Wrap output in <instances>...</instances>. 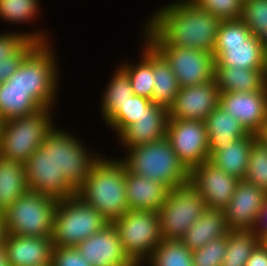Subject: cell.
<instances>
[{
	"label": "cell",
	"instance_id": "obj_1",
	"mask_svg": "<svg viewBox=\"0 0 267 266\" xmlns=\"http://www.w3.org/2000/svg\"><path fill=\"white\" fill-rule=\"evenodd\" d=\"M72 134L55 125L28 158L25 167L29 190L57 201L77 194L102 154H93Z\"/></svg>",
	"mask_w": 267,
	"mask_h": 266
},
{
	"label": "cell",
	"instance_id": "obj_2",
	"mask_svg": "<svg viewBox=\"0 0 267 266\" xmlns=\"http://www.w3.org/2000/svg\"><path fill=\"white\" fill-rule=\"evenodd\" d=\"M143 27L152 46H175L213 53L221 19L198 8L190 0L172 1L160 7Z\"/></svg>",
	"mask_w": 267,
	"mask_h": 266
},
{
	"label": "cell",
	"instance_id": "obj_3",
	"mask_svg": "<svg viewBox=\"0 0 267 266\" xmlns=\"http://www.w3.org/2000/svg\"><path fill=\"white\" fill-rule=\"evenodd\" d=\"M77 195L112 223L129 210L125 164L119 157H100L92 166L85 183L77 190Z\"/></svg>",
	"mask_w": 267,
	"mask_h": 266
},
{
	"label": "cell",
	"instance_id": "obj_4",
	"mask_svg": "<svg viewBox=\"0 0 267 266\" xmlns=\"http://www.w3.org/2000/svg\"><path fill=\"white\" fill-rule=\"evenodd\" d=\"M51 45V42L39 43L5 82L11 88L29 92L42 108L53 109L58 101L55 99L58 98L60 72L57 64L59 61Z\"/></svg>",
	"mask_w": 267,
	"mask_h": 266
},
{
	"label": "cell",
	"instance_id": "obj_5",
	"mask_svg": "<svg viewBox=\"0 0 267 266\" xmlns=\"http://www.w3.org/2000/svg\"><path fill=\"white\" fill-rule=\"evenodd\" d=\"M125 156L119 158L126 169L145 179L163 183L169 189L189 183L190 171L175 154L169 140L150 142L127 148Z\"/></svg>",
	"mask_w": 267,
	"mask_h": 266
},
{
	"label": "cell",
	"instance_id": "obj_6",
	"mask_svg": "<svg viewBox=\"0 0 267 266\" xmlns=\"http://www.w3.org/2000/svg\"><path fill=\"white\" fill-rule=\"evenodd\" d=\"M214 66L267 70V50L241 20H222L213 50Z\"/></svg>",
	"mask_w": 267,
	"mask_h": 266
},
{
	"label": "cell",
	"instance_id": "obj_7",
	"mask_svg": "<svg viewBox=\"0 0 267 266\" xmlns=\"http://www.w3.org/2000/svg\"><path fill=\"white\" fill-rule=\"evenodd\" d=\"M110 222L79 195L57 202L51 240L53 247H76Z\"/></svg>",
	"mask_w": 267,
	"mask_h": 266
},
{
	"label": "cell",
	"instance_id": "obj_8",
	"mask_svg": "<svg viewBox=\"0 0 267 266\" xmlns=\"http://www.w3.org/2000/svg\"><path fill=\"white\" fill-rule=\"evenodd\" d=\"M52 111L50 108H42L34 114L4 121L0 156L25 164L56 125L53 123Z\"/></svg>",
	"mask_w": 267,
	"mask_h": 266
},
{
	"label": "cell",
	"instance_id": "obj_9",
	"mask_svg": "<svg viewBox=\"0 0 267 266\" xmlns=\"http://www.w3.org/2000/svg\"><path fill=\"white\" fill-rule=\"evenodd\" d=\"M57 202L28 190L2 212L6 234L51 237Z\"/></svg>",
	"mask_w": 267,
	"mask_h": 266
},
{
	"label": "cell",
	"instance_id": "obj_10",
	"mask_svg": "<svg viewBox=\"0 0 267 266\" xmlns=\"http://www.w3.org/2000/svg\"><path fill=\"white\" fill-rule=\"evenodd\" d=\"M112 224L125 253L134 263L144 264L163 239L158 212L128 210Z\"/></svg>",
	"mask_w": 267,
	"mask_h": 266
},
{
	"label": "cell",
	"instance_id": "obj_11",
	"mask_svg": "<svg viewBox=\"0 0 267 266\" xmlns=\"http://www.w3.org/2000/svg\"><path fill=\"white\" fill-rule=\"evenodd\" d=\"M206 208L201 194L190 183L169 189L158 210L162 238L181 240Z\"/></svg>",
	"mask_w": 267,
	"mask_h": 266
},
{
	"label": "cell",
	"instance_id": "obj_12",
	"mask_svg": "<svg viewBox=\"0 0 267 266\" xmlns=\"http://www.w3.org/2000/svg\"><path fill=\"white\" fill-rule=\"evenodd\" d=\"M166 138L189 171L210 159L208 134L203 121L169 119Z\"/></svg>",
	"mask_w": 267,
	"mask_h": 266
},
{
	"label": "cell",
	"instance_id": "obj_13",
	"mask_svg": "<svg viewBox=\"0 0 267 266\" xmlns=\"http://www.w3.org/2000/svg\"><path fill=\"white\" fill-rule=\"evenodd\" d=\"M153 47L169 63L180 87L200 85L214 79L213 53L175 46Z\"/></svg>",
	"mask_w": 267,
	"mask_h": 266
},
{
	"label": "cell",
	"instance_id": "obj_14",
	"mask_svg": "<svg viewBox=\"0 0 267 266\" xmlns=\"http://www.w3.org/2000/svg\"><path fill=\"white\" fill-rule=\"evenodd\" d=\"M239 180L209 160L190 170L189 183L200 194L207 208L224 210L232 199Z\"/></svg>",
	"mask_w": 267,
	"mask_h": 266
},
{
	"label": "cell",
	"instance_id": "obj_15",
	"mask_svg": "<svg viewBox=\"0 0 267 266\" xmlns=\"http://www.w3.org/2000/svg\"><path fill=\"white\" fill-rule=\"evenodd\" d=\"M219 107L238 120L248 133L258 135L267 113V83L258 91L220 92Z\"/></svg>",
	"mask_w": 267,
	"mask_h": 266
},
{
	"label": "cell",
	"instance_id": "obj_16",
	"mask_svg": "<svg viewBox=\"0 0 267 266\" xmlns=\"http://www.w3.org/2000/svg\"><path fill=\"white\" fill-rule=\"evenodd\" d=\"M220 91L215 79L200 85L180 87L174 103L168 109L169 119L199 120L219 106Z\"/></svg>",
	"mask_w": 267,
	"mask_h": 266
},
{
	"label": "cell",
	"instance_id": "obj_17",
	"mask_svg": "<svg viewBox=\"0 0 267 266\" xmlns=\"http://www.w3.org/2000/svg\"><path fill=\"white\" fill-rule=\"evenodd\" d=\"M267 192L245 180H239L231 201L224 209L229 230H253Z\"/></svg>",
	"mask_w": 267,
	"mask_h": 266
},
{
	"label": "cell",
	"instance_id": "obj_18",
	"mask_svg": "<svg viewBox=\"0 0 267 266\" xmlns=\"http://www.w3.org/2000/svg\"><path fill=\"white\" fill-rule=\"evenodd\" d=\"M92 266H129L134 262L127 256L112 223L76 246Z\"/></svg>",
	"mask_w": 267,
	"mask_h": 266
},
{
	"label": "cell",
	"instance_id": "obj_19",
	"mask_svg": "<svg viewBox=\"0 0 267 266\" xmlns=\"http://www.w3.org/2000/svg\"><path fill=\"white\" fill-rule=\"evenodd\" d=\"M4 247L10 266H51V237L6 234Z\"/></svg>",
	"mask_w": 267,
	"mask_h": 266
},
{
	"label": "cell",
	"instance_id": "obj_20",
	"mask_svg": "<svg viewBox=\"0 0 267 266\" xmlns=\"http://www.w3.org/2000/svg\"><path fill=\"white\" fill-rule=\"evenodd\" d=\"M168 120V109L154 104L136 122L117 135V139H120L118 142H121L126 150L162 140L166 137Z\"/></svg>",
	"mask_w": 267,
	"mask_h": 266
},
{
	"label": "cell",
	"instance_id": "obj_21",
	"mask_svg": "<svg viewBox=\"0 0 267 266\" xmlns=\"http://www.w3.org/2000/svg\"><path fill=\"white\" fill-rule=\"evenodd\" d=\"M125 183L129 210L158 212L169 191L163 183L133 174L126 169V166Z\"/></svg>",
	"mask_w": 267,
	"mask_h": 266
},
{
	"label": "cell",
	"instance_id": "obj_22",
	"mask_svg": "<svg viewBox=\"0 0 267 266\" xmlns=\"http://www.w3.org/2000/svg\"><path fill=\"white\" fill-rule=\"evenodd\" d=\"M224 210L206 208L203 214L186 230L182 243L191 251L228 234Z\"/></svg>",
	"mask_w": 267,
	"mask_h": 266
},
{
	"label": "cell",
	"instance_id": "obj_23",
	"mask_svg": "<svg viewBox=\"0 0 267 266\" xmlns=\"http://www.w3.org/2000/svg\"><path fill=\"white\" fill-rule=\"evenodd\" d=\"M204 123L208 134L210 157L227 144L248 134L238 120L219 106L206 117Z\"/></svg>",
	"mask_w": 267,
	"mask_h": 266
},
{
	"label": "cell",
	"instance_id": "obj_24",
	"mask_svg": "<svg viewBox=\"0 0 267 266\" xmlns=\"http://www.w3.org/2000/svg\"><path fill=\"white\" fill-rule=\"evenodd\" d=\"M257 138L258 135L248 133L216 151L209 161L225 173L244 180L252 144Z\"/></svg>",
	"mask_w": 267,
	"mask_h": 266
},
{
	"label": "cell",
	"instance_id": "obj_25",
	"mask_svg": "<svg viewBox=\"0 0 267 266\" xmlns=\"http://www.w3.org/2000/svg\"><path fill=\"white\" fill-rule=\"evenodd\" d=\"M214 79L220 92L258 91L267 83V70L214 66Z\"/></svg>",
	"mask_w": 267,
	"mask_h": 266
},
{
	"label": "cell",
	"instance_id": "obj_26",
	"mask_svg": "<svg viewBox=\"0 0 267 266\" xmlns=\"http://www.w3.org/2000/svg\"><path fill=\"white\" fill-rule=\"evenodd\" d=\"M29 190L24 163L0 156V211Z\"/></svg>",
	"mask_w": 267,
	"mask_h": 266
},
{
	"label": "cell",
	"instance_id": "obj_27",
	"mask_svg": "<svg viewBox=\"0 0 267 266\" xmlns=\"http://www.w3.org/2000/svg\"><path fill=\"white\" fill-rule=\"evenodd\" d=\"M154 89L152 102L169 109L175 101L180 86L166 59L153 47Z\"/></svg>",
	"mask_w": 267,
	"mask_h": 266
},
{
	"label": "cell",
	"instance_id": "obj_28",
	"mask_svg": "<svg viewBox=\"0 0 267 266\" xmlns=\"http://www.w3.org/2000/svg\"><path fill=\"white\" fill-rule=\"evenodd\" d=\"M143 41V49L140 52L141 60L135 64L125 61L120 64V67L127 73L134 94L152 100L154 89L153 46L144 38Z\"/></svg>",
	"mask_w": 267,
	"mask_h": 266
},
{
	"label": "cell",
	"instance_id": "obj_29",
	"mask_svg": "<svg viewBox=\"0 0 267 266\" xmlns=\"http://www.w3.org/2000/svg\"><path fill=\"white\" fill-rule=\"evenodd\" d=\"M113 77L106 85L101 100V116L106 123L120 108L134 95L131 81L127 73L120 67H116Z\"/></svg>",
	"mask_w": 267,
	"mask_h": 266
},
{
	"label": "cell",
	"instance_id": "obj_30",
	"mask_svg": "<svg viewBox=\"0 0 267 266\" xmlns=\"http://www.w3.org/2000/svg\"><path fill=\"white\" fill-rule=\"evenodd\" d=\"M41 109L26 90L11 88L6 82L0 84V116L4 121L28 116Z\"/></svg>",
	"mask_w": 267,
	"mask_h": 266
},
{
	"label": "cell",
	"instance_id": "obj_31",
	"mask_svg": "<svg viewBox=\"0 0 267 266\" xmlns=\"http://www.w3.org/2000/svg\"><path fill=\"white\" fill-rule=\"evenodd\" d=\"M260 242L253 230H229L221 266H245L252 251Z\"/></svg>",
	"mask_w": 267,
	"mask_h": 266
},
{
	"label": "cell",
	"instance_id": "obj_32",
	"mask_svg": "<svg viewBox=\"0 0 267 266\" xmlns=\"http://www.w3.org/2000/svg\"><path fill=\"white\" fill-rule=\"evenodd\" d=\"M148 266H193L192 251L182 240L163 238L144 263Z\"/></svg>",
	"mask_w": 267,
	"mask_h": 266
},
{
	"label": "cell",
	"instance_id": "obj_33",
	"mask_svg": "<svg viewBox=\"0 0 267 266\" xmlns=\"http://www.w3.org/2000/svg\"><path fill=\"white\" fill-rule=\"evenodd\" d=\"M154 103L138 95L129 97L121 108L106 122V125L112 127L111 131H116L119 135L127 126L136 122L145 112H147Z\"/></svg>",
	"mask_w": 267,
	"mask_h": 266
},
{
	"label": "cell",
	"instance_id": "obj_34",
	"mask_svg": "<svg viewBox=\"0 0 267 266\" xmlns=\"http://www.w3.org/2000/svg\"><path fill=\"white\" fill-rule=\"evenodd\" d=\"M240 19L267 50V0H243Z\"/></svg>",
	"mask_w": 267,
	"mask_h": 266
},
{
	"label": "cell",
	"instance_id": "obj_35",
	"mask_svg": "<svg viewBox=\"0 0 267 266\" xmlns=\"http://www.w3.org/2000/svg\"><path fill=\"white\" fill-rule=\"evenodd\" d=\"M244 180L267 192V142L259 138L252 144Z\"/></svg>",
	"mask_w": 267,
	"mask_h": 266
},
{
	"label": "cell",
	"instance_id": "obj_36",
	"mask_svg": "<svg viewBox=\"0 0 267 266\" xmlns=\"http://www.w3.org/2000/svg\"><path fill=\"white\" fill-rule=\"evenodd\" d=\"M43 31V32H42ZM44 30L29 33L11 32L0 34V63H10L15 56L30 40L38 43H48L50 40Z\"/></svg>",
	"mask_w": 267,
	"mask_h": 266
},
{
	"label": "cell",
	"instance_id": "obj_37",
	"mask_svg": "<svg viewBox=\"0 0 267 266\" xmlns=\"http://www.w3.org/2000/svg\"><path fill=\"white\" fill-rule=\"evenodd\" d=\"M39 0H0V18L11 24L31 23L39 14ZM33 19V20H32Z\"/></svg>",
	"mask_w": 267,
	"mask_h": 266
},
{
	"label": "cell",
	"instance_id": "obj_38",
	"mask_svg": "<svg viewBox=\"0 0 267 266\" xmlns=\"http://www.w3.org/2000/svg\"><path fill=\"white\" fill-rule=\"evenodd\" d=\"M227 246V234L192 251L193 266H221Z\"/></svg>",
	"mask_w": 267,
	"mask_h": 266
},
{
	"label": "cell",
	"instance_id": "obj_39",
	"mask_svg": "<svg viewBox=\"0 0 267 266\" xmlns=\"http://www.w3.org/2000/svg\"><path fill=\"white\" fill-rule=\"evenodd\" d=\"M198 8L206 10L221 20L241 18L243 0H190Z\"/></svg>",
	"mask_w": 267,
	"mask_h": 266
},
{
	"label": "cell",
	"instance_id": "obj_40",
	"mask_svg": "<svg viewBox=\"0 0 267 266\" xmlns=\"http://www.w3.org/2000/svg\"><path fill=\"white\" fill-rule=\"evenodd\" d=\"M51 266H92L76 247H53Z\"/></svg>",
	"mask_w": 267,
	"mask_h": 266
},
{
	"label": "cell",
	"instance_id": "obj_41",
	"mask_svg": "<svg viewBox=\"0 0 267 266\" xmlns=\"http://www.w3.org/2000/svg\"><path fill=\"white\" fill-rule=\"evenodd\" d=\"M37 41L30 40L15 56L10 63H0V84L5 82L21 65L24 58L38 45Z\"/></svg>",
	"mask_w": 267,
	"mask_h": 266
},
{
	"label": "cell",
	"instance_id": "obj_42",
	"mask_svg": "<svg viewBox=\"0 0 267 266\" xmlns=\"http://www.w3.org/2000/svg\"><path fill=\"white\" fill-rule=\"evenodd\" d=\"M245 266H267V243L260 242L252 251Z\"/></svg>",
	"mask_w": 267,
	"mask_h": 266
},
{
	"label": "cell",
	"instance_id": "obj_43",
	"mask_svg": "<svg viewBox=\"0 0 267 266\" xmlns=\"http://www.w3.org/2000/svg\"><path fill=\"white\" fill-rule=\"evenodd\" d=\"M253 231L261 242L267 241V196L261 211L258 214Z\"/></svg>",
	"mask_w": 267,
	"mask_h": 266
},
{
	"label": "cell",
	"instance_id": "obj_44",
	"mask_svg": "<svg viewBox=\"0 0 267 266\" xmlns=\"http://www.w3.org/2000/svg\"><path fill=\"white\" fill-rule=\"evenodd\" d=\"M0 266H10L4 245L0 246Z\"/></svg>",
	"mask_w": 267,
	"mask_h": 266
},
{
	"label": "cell",
	"instance_id": "obj_45",
	"mask_svg": "<svg viewBox=\"0 0 267 266\" xmlns=\"http://www.w3.org/2000/svg\"><path fill=\"white\" fill-rule=\"evenodd\" d=\"M5 225H4V218L3 215H0V246L4 245V239H5Z\"/></svg>",
	"mask_w": 267,
	"mask_h": 266
},
{
	"label": "cell",
	"instance_id": "obj_46",
	"mask_svg": "<svg viewBox=\"0 0 267 266\" xmlns=\"http://www.w3.org/2000/svg\"><path fill=\"white\" fill-rule=\"evenodd\" d=\"M258 138L262 141L267 142V113L264 121V126L261 132L258 134Z\"/></svg>",
	"mask_w": 267,
	"mask_h": 266
},
{
	"label": "cell",
	"instance_id": "obj_47",
	"mask_svg": "<svg viewBox=\"0 0 267 266\" xmlns=\"http://www.w3.org/2000/svg\"><path fill=\"white\" fill-rule=\"evenodd\" d=\"M3 124H4V120L0 116V137H1V133H2Z\"/></svg>",
	"mask_w": 267,
	"mask_h": 266
},
{
	"label": "cell",
	"instance_id": "obj_48",
	"mask_svg": "<svg viewBox=\"0 0 267 266\" xmlns=\"http://www.w3.org/2000/svg\"><path fill=\"white\" fill-rule=\"evenodd\" d=\"M129 266H143V264H140V263H134V264H131Z\"/></svg>",
	"mask_w": 267,
	"mask_h": 266
}]
</instances>
